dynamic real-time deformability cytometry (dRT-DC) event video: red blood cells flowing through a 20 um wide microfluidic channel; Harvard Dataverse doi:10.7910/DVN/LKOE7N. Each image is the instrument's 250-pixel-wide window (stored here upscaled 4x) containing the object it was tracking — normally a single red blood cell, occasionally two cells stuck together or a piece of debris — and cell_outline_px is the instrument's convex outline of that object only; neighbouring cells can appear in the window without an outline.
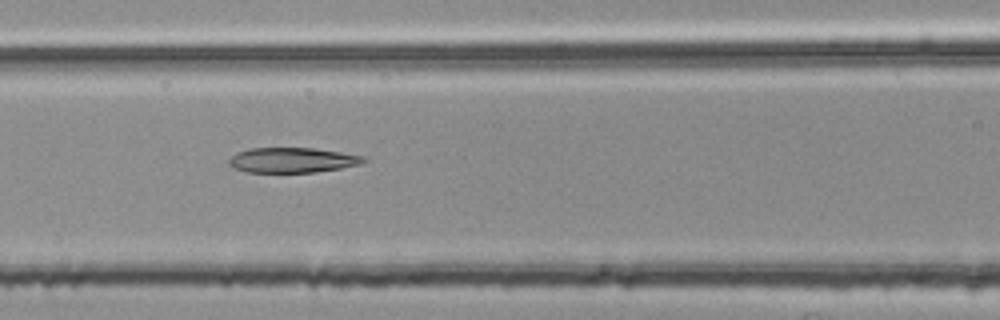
{"species": "common noctule bat (a hibernating species)", "species_latin": "Nyctalus noctula", "temperature_condition": "room temperature", "stored_images_in_passage": 49, "camera_frame_rate_fps": 3000, "um_per_image_px": 0.085, "animal": {"sex": "female", "body_mass_g": 25.1}, "frame": {"image": 1, "passage_image": 18, "time_ms": 5.667, "image_size_px": [1000, 320], "cell_outline_px": [[368, 160], [360, 164], [340, 168], [316, 172], [248, 172], [236, 168], [228, 164], [228, 160], [236, 152], [248, 148], [312, 148], [340, 152], [364, 156]], "centroid_in_image_um": [24.84, 13.6], "position_along_channel_um": 141.8, "area_um2": 19.59}}
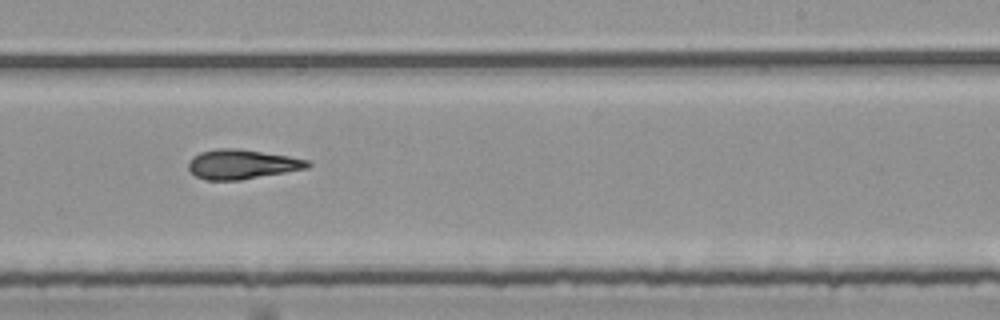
{"frame": {"image": 2, "passage_image": 28, "time_ms": 9.0, "image_size_px": [1000, 320], "cell_outline_px": [[312, 164], [308, 168], [240, 180], [204, 180], [196, 176], [188, 168], [188, 160], [192, 156], [200, 152], [216, 148], [240, 148], [288, 156], [308, 160]], "centroid_in_image_um": [20.53, 13.95], "position_along_channel_um": 268.5, "area_um2": 20.63}}
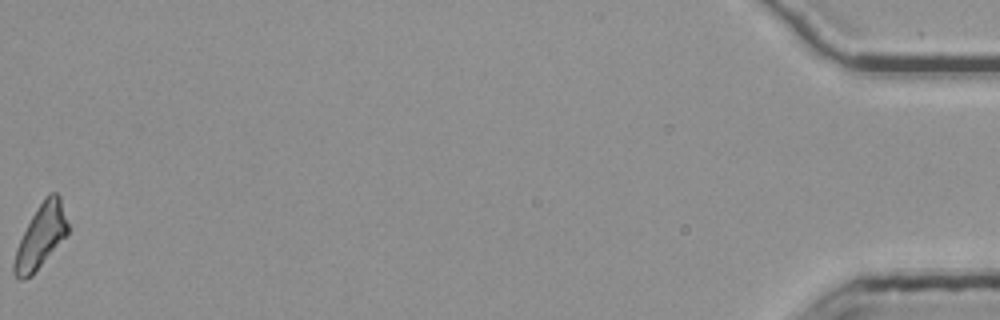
{"frame": {"image": 3, "passage_image": 49, "time_ms": 16.0, "image_size_px": [1000, 320], "cell_outline_px": [[68, 236], [32, 276], [24, 280], [20, 280], [12, 272], [12, 264], [16, 248], [32, 216], [44, 196], [48, 192], [56, 192], [60, 196], [68, 224]], "centroid_in_image_um": [3.47, 20.12], "position_along_channel_um": 431.7, "area_um2": 20.17}, "authors_computed_cell_mechanics": {"area_um2": 20.1144, "velocity_mm_per_s": 3.8201, "shape_relaxation_time_tau1_ms": null, "shape_relaxation_time_tau2_ms": 7.8328, "deformation_change_tau1": null, "deformation_change_tau2": 0.1632}}